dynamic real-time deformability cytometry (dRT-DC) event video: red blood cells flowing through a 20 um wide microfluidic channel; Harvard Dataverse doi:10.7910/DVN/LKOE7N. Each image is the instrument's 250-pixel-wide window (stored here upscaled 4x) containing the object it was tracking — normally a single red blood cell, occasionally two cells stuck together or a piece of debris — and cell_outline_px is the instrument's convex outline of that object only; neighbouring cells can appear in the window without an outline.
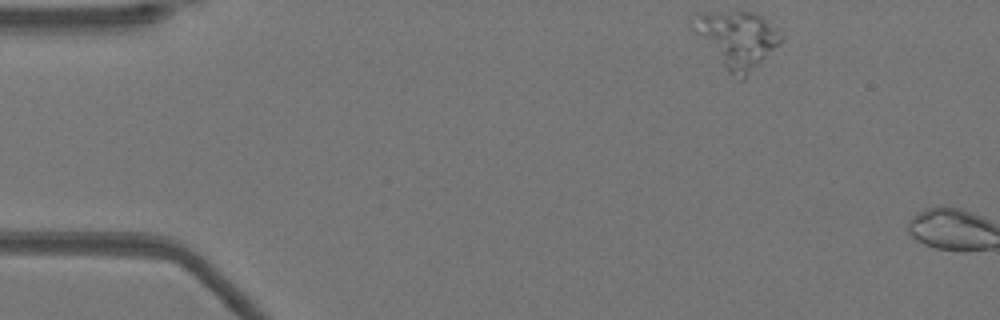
{"species": "Egyptian fruit bat (a non-hibernating species)", "species_latin": "Rousettus aegyptiacus", "temperature_condition": "warm", "stored_images_in_passage": 2, "camera_frame_rate_fps": 3000, "um_per_image_px": 0.085, "animal": {"sex": "female"}, "frame": {"image": 1, "passage_image": 1, "time_ms": 0.0, "image_size_px": [1000, 320], "cell_outline_px": [[784, 36], [744, 80], [736, 80], [728, 72], [692, 28], [700, 12], [756, 12], [784, 32]], "centroid_in_image_um": [62.71, 3.34], "position_along_channel_um": 22.3, "area_um2": 28.32}}